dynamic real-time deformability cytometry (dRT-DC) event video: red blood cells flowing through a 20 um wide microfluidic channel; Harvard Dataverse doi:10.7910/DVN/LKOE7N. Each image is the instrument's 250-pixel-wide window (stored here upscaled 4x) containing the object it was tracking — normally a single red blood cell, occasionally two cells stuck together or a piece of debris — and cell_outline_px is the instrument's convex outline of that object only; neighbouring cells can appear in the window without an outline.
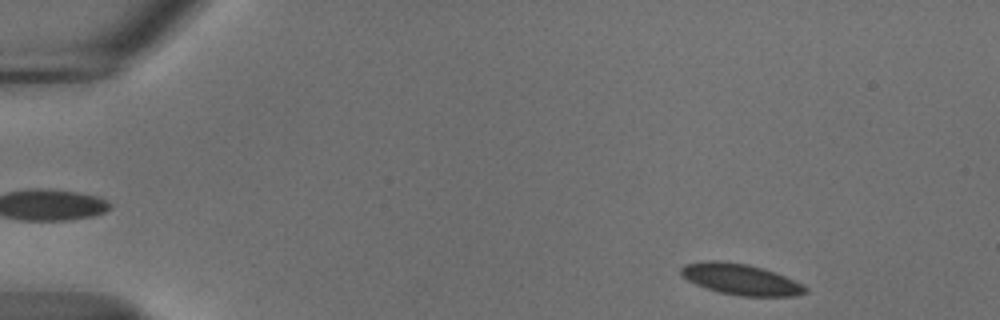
{"species": "common noctule bat (a hibernating species)", "species_latin": "Nyctalus noctula", "temperature_condition": "cold", "stored_images_in_passage": 51, "camera_frame_rate_fps": 3000, "um_per_image_px": 0.085, "animal": {"sex": "male", "body_mass_g": 18.8}, "frame": {"image": 1, "passage_image": 3, "time_ms": 0.667, "image_size_px": [1000, 320], "cell_outline_px": [[808, 292], [796, 296], [740, 296], [720, 292], [696, 284], [688, 280], [680, 272], [680, 268], [684, 264], [708, 260], [712, 260], [748, 264], [764, 268], [804, 284], [808, 288]], "centroid_in_image_um": [63.0, 23.74], "position_along_channel_um": 22.0, "area_um2": 22.37}}
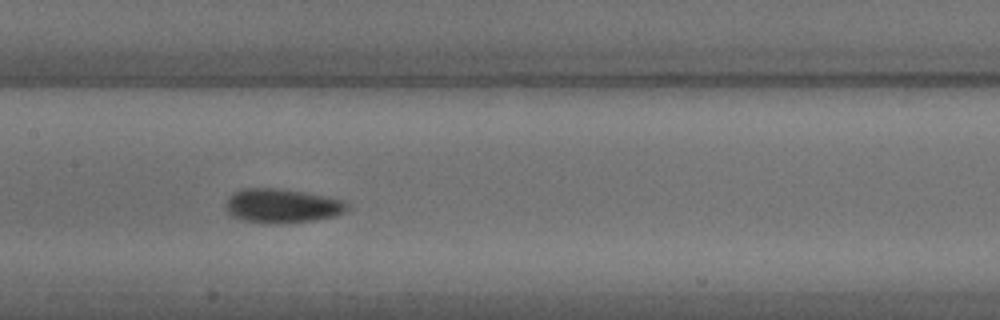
{"frame": {"image": 2, "passage_image": 24, "time_ms": 7.667, "image_size_px": [1000, 320], "cell_outline_px": [[348, 208], [344, 212], [336, 216], [312, 220], [272, 224], [268, 224], [240, 220], [232, 216], [224, 208], [224, 204], [228, 196], [232, 192], [240, 188], [284, 188], [328, 196], [344, 200], [348, 204]], "centroid_in_image_um": [23.93, 17.48], "position_along_channel_um": 183.5, "area_um2": 24.74}}
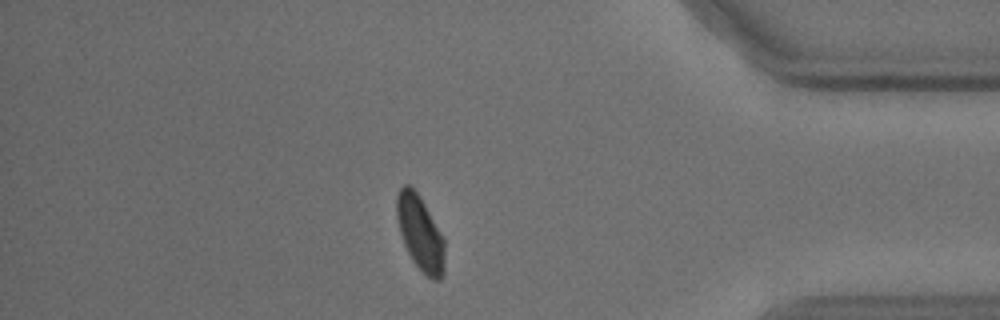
{"frame": {"image": 3, "passage_image": 44, "time_ms": 14.333, "image_size_px": [1000, 320], "cell_outline_px": [[444, 272], [440, 280], [432, 280], [412, 260], [404, 244], [400, 232], [396, 216], [396, 196], [400, 188], [404, 184], [408, 184], [416, 192], [424, 204], [444, 240]], "centroid_in_image_um": [35.7, 19.82], "position_along_channel_um": 399.5, "area_um2": 20.46}, "authors_computed_cell_mechanics": {"area_um2": 22.4264, "velocity_mm_per_s": 3.6705, "shape_relaxation_time_tau1_ms": 3.4744, "shape_relaxation_time_tau2_ms": null, "deformation_change_tau1": 0.0706, "deformation_change_tau2": null}}